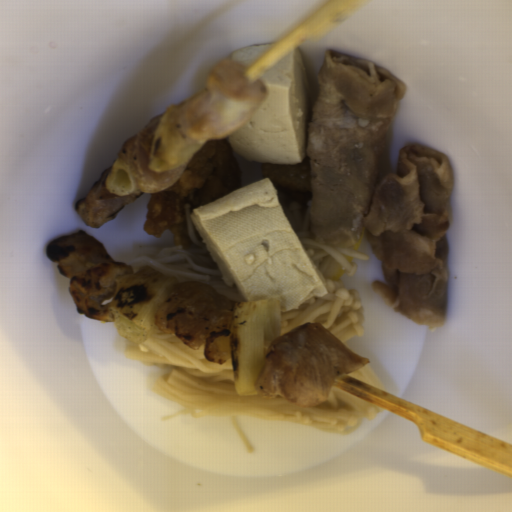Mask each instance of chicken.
<instances>
[{"label":"chicken","mask_w":512,"mask_h":512,"mask_svg":"<svg viewBox=\"0 0 512 512\" xmlns=\"http://www.w3.org/2000/svg\"><path fill=\"white\" fill-rule=\"evenodd\" d=\"M241 183V168L229 135L208 139L174 183L150 193L144 228L157 239L168 230L175 246H190L185 205H191L192 214L194 209L241 188Z\"/></svg>","instance_id":"obj_1"}]
</instances>
